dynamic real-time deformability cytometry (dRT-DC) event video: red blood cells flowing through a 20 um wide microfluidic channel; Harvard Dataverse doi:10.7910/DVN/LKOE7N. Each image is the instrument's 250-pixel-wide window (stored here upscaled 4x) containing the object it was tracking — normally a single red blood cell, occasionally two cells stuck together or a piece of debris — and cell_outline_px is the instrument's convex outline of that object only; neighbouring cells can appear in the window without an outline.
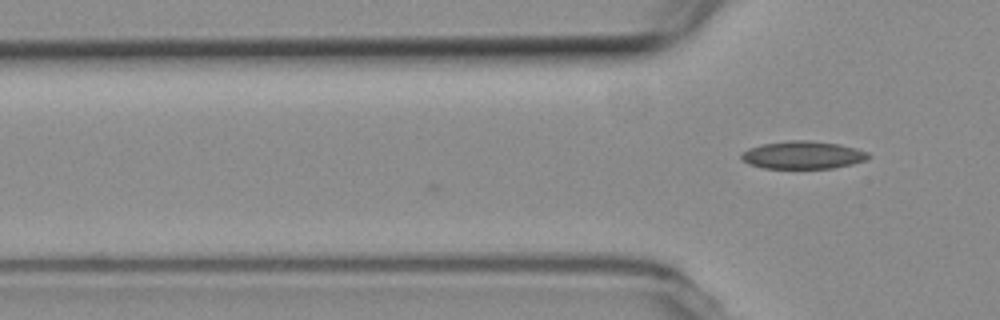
{"species": "common noctule bat (a hibernating species)", "species_latin": "Nyctalus noctula", "temperature_condition": "room temperature", "stored_images_in_passage": 3, "camera_frame_rate_fps": 3000, "um_per_image_px": 0.085, "animal": {"sex": "female", "body_mass_g": 19.3, "forearm_length_mm": 54.1}, "frame": {"image": 1, "passage_image": 3, "time_ms": 0.667, "image_size_px": [1000, 320], "cell_outline_px": [[872, 156], [868, 160], [852, 164], [832, 168], [764, 168], [748, 164], [740, 156], [748, 148], [764, 144], [788, 140], [812, 140], [840, 144], [856, 148], [868, 152]], "centroid_in_image_um": [68.3, 13.17], "position_along_channel_um": 57.5, "area_um2": 20.63}}